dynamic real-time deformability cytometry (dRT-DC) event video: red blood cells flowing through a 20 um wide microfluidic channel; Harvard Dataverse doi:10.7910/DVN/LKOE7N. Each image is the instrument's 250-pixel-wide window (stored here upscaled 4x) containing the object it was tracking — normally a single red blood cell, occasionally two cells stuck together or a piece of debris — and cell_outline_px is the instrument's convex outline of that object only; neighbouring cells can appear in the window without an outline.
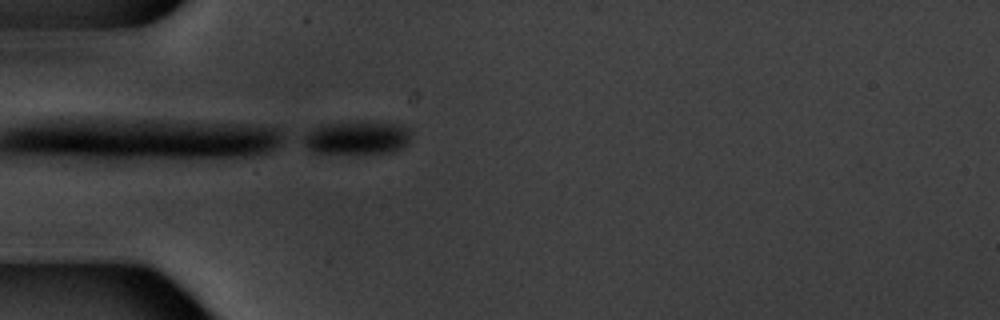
{"species": "common noctule bat (a hibernating species)", "species_latin": "Nyctalus noctula", "temperature_condition": "warm", "stored_images_in_passage": 3, "camera_frame_rate_fps": 3000, "um_per_image_px": 0.085, "animal": {"sex": "male", "body_mass_g": 20.1, "forearm_length_mm": 53.5}, "frame": {"image": 1, "passage_image": 3, "time_ms": 2.333, "image_size_px": [1000, 320], "cell_outline_px": [[408, 144], [404, 148], [396, 152], [356, 156], [312, 152], [304, 144], [300, 136], [320, 124], [392, 124], [408, 128]], "centroid_in_image_um": [30.27, 11.82], "position_along_channel_um": 54.7, "area_um2": 21.1}}